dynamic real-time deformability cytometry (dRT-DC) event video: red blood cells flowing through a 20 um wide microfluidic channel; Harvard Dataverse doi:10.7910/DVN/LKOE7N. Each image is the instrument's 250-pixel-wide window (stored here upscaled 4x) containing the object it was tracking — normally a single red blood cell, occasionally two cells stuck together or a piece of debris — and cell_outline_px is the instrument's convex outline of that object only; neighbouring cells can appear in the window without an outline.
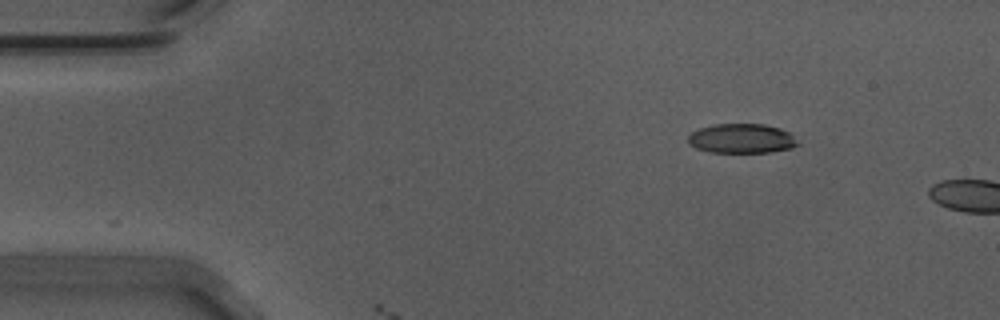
{"species": "Egyptian fruit bat (a non-hibernating species)", "species_latin": "Rousettus aegyptiacus", "temperature_condition": "warm", "stored_images_in_passage": 3, "camera_frame_rate_fps": 3000, "um_per_image_px": 0.085, "animal": {"sex": "male"}, "frame": {"image": 1, "passage_image": 1, "time_ms": 0.0, "image_size_px": [1000, 320], "cell_outline_px": [[800, 144], [792, 148], [768, 152], [708, 152], [696, 148], [688, 144], [688, 136], [692, 132], [700, 128], [716, 124], [764, 124], [780, 128], [788, 132]], "centroid_in_image_um": [63.02, 11.77], "position_along_channel_um": 22.0, "area_um2": 18.79}}